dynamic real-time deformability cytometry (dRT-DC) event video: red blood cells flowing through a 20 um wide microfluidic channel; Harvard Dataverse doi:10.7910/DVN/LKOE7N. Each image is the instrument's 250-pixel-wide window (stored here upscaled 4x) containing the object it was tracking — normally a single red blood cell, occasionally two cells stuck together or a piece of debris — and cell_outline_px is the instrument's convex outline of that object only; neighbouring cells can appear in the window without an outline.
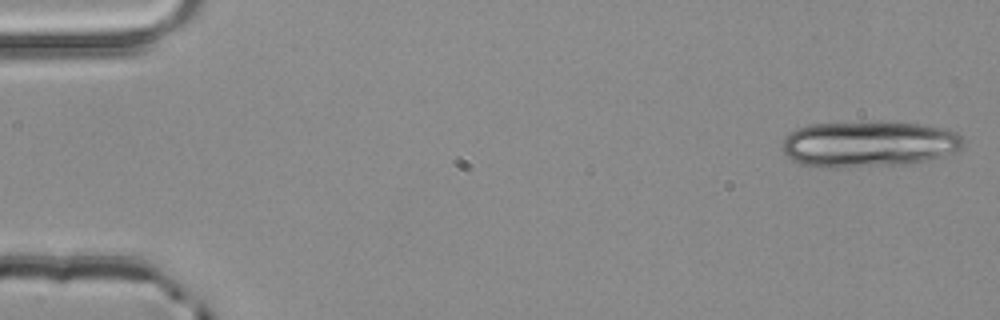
{"species": "common noctule bat (a hibernating species)", "species_latin": "Nyctalus noctula", "temperature_condition": "room temperature", "stored_images_in_passage": 4, "camera_frame_rate_fps": 3000, "um_per_image_px": 0.085, "animal": {"sex": "male", "body_mass_g": 20.4}, "frame": {"image": 1, "passage_image": 1, "time_ms": 0.0, "image_size_px": [1000, 320], "cell_outline_px": [[964, 140], [960, 148], [952, 152], [940, 156], [908, 164], [836, 168], [820, 168], [804, 164], [788, 156], [784, 152], [784, 140], [792, 132], [808, 124], [884, 120], [888, 120], [924, 124], [948, 128], [956, 132]], "centroid_in_image_um": [73.88, 12.21], "position_along_channel_um": 11.1, "area_um2": 49.01}}